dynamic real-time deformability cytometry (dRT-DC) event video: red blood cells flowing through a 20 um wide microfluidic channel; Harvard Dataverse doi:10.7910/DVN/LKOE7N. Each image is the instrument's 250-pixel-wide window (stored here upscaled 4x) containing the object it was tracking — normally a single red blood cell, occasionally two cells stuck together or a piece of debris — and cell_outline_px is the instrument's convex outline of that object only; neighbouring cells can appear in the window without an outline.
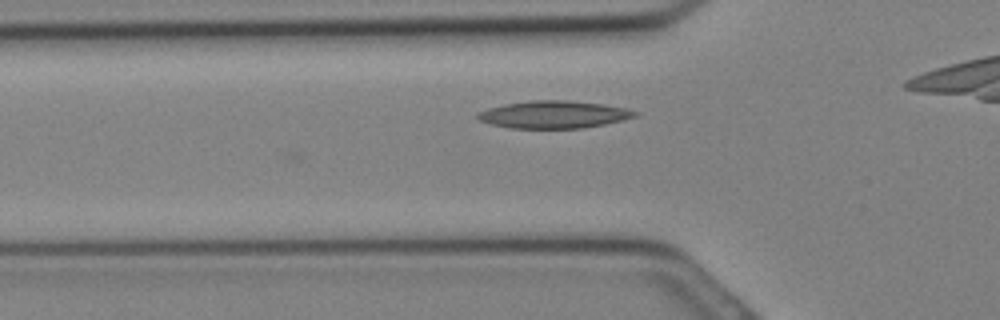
{"species": "Egyptian fruit bat (a non-hibernating species)", "species_latin": "Rousettus aegyptiacus", "temperature_condition": "cold", "stored_images_in_passage": 5, "camera_frame_rate_fps": 3000, "um_per_image_px": 0.085, "animal": {"sex": "female"}, "frame": {"image": 1, "passage_image": 3, "time_ms": 0.667, "image_size_px": [1000, 320], "cell_outline_px": [[640, 112], [636, 116], [604, 124], [580, 128], [508, 128], [492, 124], [480, 120], [476, 116], [476, 112], [488, 108], [504, 104], [532, 100], [568, 100], [604, 104], [624, 108]], "centroid_in_image_um": [47.04, 9.73], "position_along_channel_um": 78.8, "area_um2": 25.03}}